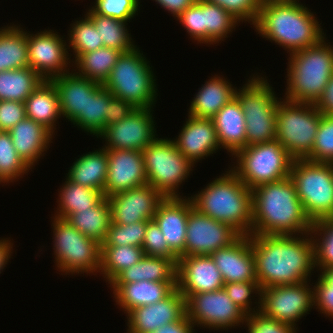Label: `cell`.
Instances as JSON below:
<instances>
[{
	"mask_svg": "<svg viewBox=\"0 0 333 333\" xmlns=\"http://www.w3.org/2000/svg\"><path fill=\"white\" fill-rule=\"evenodd\" d=\"M305 236L250 235L261 289L310 281L315 268L314 242L310 233Z\"/></svg>",
	"mask_w": 333,
	"mask_h": 333,
	"instance_id": "1",
	"label": "cell"
},
{
	"mask_svg": "<svg viewBox=\"0 0 333 333\" xmlns=\"http://www.w3.org/2000/svg\"><path fill=\"white\" fill-rule=\"evenodd\" d=\"M251 191V234L300 236L311 232L313 224L304 212L290 177Z\"/></svg>",
	"mask_w": 333,
	"mask_h": 333,
	"instance_id": "2",
	"label": "cell"
},
{
	"mask_svg": "<svg viewBox=\"0 0 333 333\" xmlns=\"http://www.w3.org/2000/svg\"><path fill=\"white\" fill-rule=\"evenodd\" d=\"M300 0L262 2L254 23L257 34L282 46L289 54L314 46L324 32L313 12Z\"/></svg>",
	"mask_w": 333,
	"mask_h": 333,
	"instance_id": "3",
	"label": "cell"
},
{
	"mask_svg": "<svg viewBox=\"0 0 333 333\" xmlns=\"http://www.w3.org/2000/svg\"><path fill=\"white\" fill-rule=\"evenodd\" d=\"M225 172L190 197L193 207L229 224L240 235H251L252 191L231 169Z\"/></svg>",
	"mask_w": 333,
	"mask_h": 333,
	"instance_id": "4",
	"label": "cell"
},
{
	"mask_svg": "<svg viewBox=\"0 0 333 333\" xmlns=\"http://www.w3.org/2000/svg\"><path fill=\"white\" fill-rule=\"evenodd\" d=\"M319 43L290 54L286 100L315 104L333 75V45Z\"/></svg>",
	"mask_w": 333,
	"mask_h": 333,
	"instance_id": "5",
	"label": "cell"
},
{
	"mask_svg": "<svg viewBox=\"0 0 333 333\" xmlns=\"http://www.w3.org/2000/svg\"><path fill=\"white\" fill-rule=\"evenodd\" d=\"M155 81L149 61L136 47L121 54L102 85L135 108H153L158 91Z\"/></svg>",
	"mask_w": 333,
	"mask_h": 333,
	"instance_id": "6",
	"label": "cell"
},
{
	"mask_svg": "<svg viewBox=\"0 0 333 333\" xmlns=\"http://www.w3.org/2000/svg\"><path fill=\"white\" fill-rule=\"evenodd\" d=\"M289 177L312 224L333 218V163L295 159Z\"/></svg>",
	"mask_w": 333,
	"mask_h": 333,
	"instance_id": "7",
	"label": "cell"
},
{
	"mask_svg": "<svg viewBox=\"0 0 333 333\" xmlns=\"http://www.w3.org/2000/svg\"><path fill=\"white\" fill-rule=\"evenodd\" d=\"M251 78L235 92L245 115L247 146L276 139V111L279 106V99L267 79L259 75Z\"/></svg>",
	"mask_w": 333,
	"mask_h": 333,
	"instance_id": "8",
	"label": "cell"
},
{
	"mask_svg": "<svg viewBox=\"0 0 333 333\" xmlns=\"http://www.w3.org/2000/svg\"><path fill=\"white\" fill-rule=\"evenodd\" d=\"M234 158L230 169L250 190L289 177L294 160L277 139L246 146Z\"/></svg>",
	"mask_w": 333,
	"mask_h": 333,
	"instance_id": "9",
	"label": "cell"
},
{
	"mask_svg": "<svg viewBox=\"0 0 333 333\" xmlns=\"http://www.w3.org/2000/svg\"><path fill=\"white\" fill-rule=\"evenodd\" d=\"M321 116L315 104L279 100L276 139L294 160L310 157Z\"/></svg>",
	"mask_w": 333,
	"mask_h": 333,
	"instance_id": "10",
	"label": "cell"
},
{
	"mask_svg": "<svg viewBox=\"0 0 333 333\" xmlns=\"http://www.w3.org/2000/svg\"><path fill=\"white\" fill-rule=\"evenodd\" d=\"M147 184L164 198L181 197L177 189L187 180L193 164L170 138H156L143 151Z\"/></svg>",
	"mask_w": 333,
	"mask_h": 333,
	"instance_id": "11",
	"label": "cell"
},
{
	"mask_svg": "<svg viewBox=\"0 0 333 333\" xmlns=\"http://www.w3.org/2000/svg\"><path fill=\"white\" fill-rule=\"evenodd\" d=\"M53 239L55 263L65 274L93 273L100 271L101 245L88 238L65 219L54 217Z\"/></svg>",
	"mask_w": 333,
	"mask_h": 333,
	"instance_id": "12",
	"label": "cell"
},
{
	"mask_svg": "<svg viewBox=\"0 0 333 333\" xmlns=\"http://www.w3.org/2000/svg\"><path fill=\"white\" fill-rule=\"evenodd\" d=\"M183 296L186 299V315L194 326L228 330L246 320L247 314L232 302L223 288Z\"/></svg>",
	"mask_w": 333,
	"mask_h": 333,
	"instance_id": "13",
	"label": "cell"
},
{
	"mask_svg": "<svg viewBox=\"0 0 333 333\" xmlns=\"http://www.w3.org/2000/svg\"><path fill=\"white\" fill-rule=\"evenodd\" d=\"M308 282L261 289L259 311L295 328V323L315 307L314 289Z\"/></svg>",
	"mask_w": 333,
	"mask_h": 333,
	"instance_id": "14",
	"label": "cell"
},
{
	"mask_svg": "<svg viewBox=\"0 0 333 333\" xmlns=\"http://www.w3.org/2000/svg\"><path fill=\"white\" fill-rule=\"evenodd\" d=\"M240 234L229 224L216 221L193 207L187 220L185 256L211 255L228 247Z\"/></svg>",
	"mask_w": 333,
	"mask_h": 333,
	"instance_id": "15",
	"label": "cell"
},
{
	"mask_svg": "<svg viewBox=\"0 0 333 333\" xmlns=\"http://www.w3.org/2000/svg\"><path fill=\"white\" fill-rule=\"evenodd\" d=\"M152 111V108H135L127 118L106 127L97 136L107 142L103 148L143 151L157 138Z\"/></svg>",
	"mask_w": 333,
	"mask_h": 333,
	"instance_id": "16",
	"label": "cell"
},
{
	"mask_svg": "<svg viewBox=\"0 0 333 333\" xmlns=\"http://www.w3.org/2000/svg\"><path fill=\"white\" fill-rule=\"evenodd\" d=\"M53 30L27 33L29 67L44 80H51L69 72L68 44ZM69 61V62H68ZM68 68V69H67Z\"/></svg>",
	"mask_w": 333,
	"mask_h": 333,
	"instance_id": "17",
	"label": "cell"
},
{
	"mask_svg": "<svg viewBox=\"0 0 333 333\" xmlns=\"http://www.w3.org/2000/svg\"><path fill=\"white\" fill-rule=\"evenodd\" d=\"M107 198L111 222L122 225L153 220L158 204L164 199L149 184L121 191Z\"/></svg>",
	"mask_w": 333,
	"mask_h": 333,
	"instance_id": "18",
	"label": "cell"
},
{
	"mask_svg": "<svg viewBox=\"0 0 333 333\" xmlns=\"http://www.w3.org/2000/svg\"><path fill=\"white\" fill-rule=\"evenodd\" d=\"M224 281L210 255L179 257L177 262V289L182 295L212 292L222 289Z\"/></svg>",
	"mask_w": 333,
	"mask_h": 333,
	"instance_id": "19",
	"label": "cell"
},
{
	"mask_svg": "<svg viewBox=\"0 0 333 333\" xmlns=\"http://www.w3.org/2000/svg\"><path fill=\"white\" fill-rule=\"evenodd\" d=\"M107 155L105 197L147 184L142 151L107 149Z\"/></svg>",
	"mask_w": 333,
	"mask_h": 333,
	"instance_id": "20",
	"label": "cell"
},
{
	"mask_svg": "<svg viewBox=\"0 0 333 333\" xmlns=\"http://www.w3.org/2000/svg\"><path fill=\"white\" fill-rule=\"evenodd\" d=\"M186 314V299L176 288L168 297L155 304L129 311L127 333H152L158 328L180 320Z\"/></svg>",
	"mask_w": 333,
	"mask_h": 333,
	"instance_id": "21",
	"label": "cell"
},
{
	"mask_svg": "<svg viewBox=\"0 0 333 333\" xmlns=\"http://www.w3.org/2000/svg\"><path fill=\"white\" fill-rule=\"evenodd\" d=\"M210 256L224 283L257 282L250 235H240L228 247L218 249Z\"/></svg>",
	"mask_w": 333,
	"mask_h": 333,
	"instance_id": "22",
	"label": "cell"
},
{
	"mask_svg": "<svg viewBox=\"0 0 333 333\" xmlns=\"http://www.w3.org/2000/svg\"><path fill=\"white\" fill-rule=\"evenodd\" d=\"M184 198H164L158 204L153 218L167 240L169 248L178 257L185 256L187 220L192 210L191 199Z\"/></svg>",
	"mask_w": 333,
	"mask_h": 333,
	"instance_id": "23",
	"label": "cell"
},
{
	"mask_svg": "<svg viewBox=\"0 0 333 333\" xmlns=\"http://www.w3.org/2000/svg\"><path fill=\"white\" fill-rule=\"evenodd\" d=\"M173 141L193 165L221 148L212 119L189 114L179 136Z\"/></svg>",
	"mask_w": 333,
	"mask_h": 333,
	"instance_id": "24",
	"label": "cell"
},
{
	"mask_svg": "<svg viewBox=\"0 0 333 333\" xmlns=\"http://www.w3.org/2000/svg\"><path fill=\"white\" fill-rule=\"evenodd\" d=\"M75 72H67L51 79L55 85L61 115L73 123L81 113H85L87 96H90L100 85L96 81L80 76Z\"/></svg>",
	"mask_w": 333,
	"mask_h": 333,
	"instance_id": "25",
	"label": "cell"
},
{
	"mask_svg": "<svg viewBox=\"0 0 333 333\" xmlns=\"http://www.w3.org/2000/svg\"><path fill=\"white\" fill-rule=\"evenodd\" d=\"M18 155L32 168L52 143L53 133L44 125L26 117L9 131Z\"/></svg>",
	"mask_w": 333,
	"mask_h": 333,
	"instance_id": "26",
	"label": "cell"
},
{
	"mask_svg": "<svg viewBox=\"0 0 333 333\" xmlns=\"http://www.w3.org/2000/svg\"><path fill=\"white\" fill-rule=\"evenodd\" d=\"M116 305L124 313L134 308L155 304L168 297L176 288L177 282L140 281L127 284H110Z\"/></svg>",
	"mask_w": 333,
	"mask_h": 333,
	"instance_id": "27",
	"label": "cell"
},
{
	"mask_svg": "<svg viewBox=\"0 0 333 333\" xmlns=\"http://www.w3.org/2000/svg\"><path fill=\"white\" fill-rule=\"evenodd\" d=\"M211 119L221 148L233 156L238 150L247 146L245 115L235 97Z\"/></svg>",
	"mask_w": 333,
	"mask_h": 333,
	"instance_id": "28",
	"label": "cell"
},
{
	"mask_svg": "<svg viewBox=\"0 0 333 333\" xmlns=\"http://www.w3.org/2000/svg\"><path fill=\"white\" fill-rule=\"evenodd\" d=\"M178 258L144 255L142 259L122 271L110 284H127L140 281L177 282Z\"/></svg>",
	"mask_w": 333,
	"mask_h": 333,
	"instance_id": "29",
	"label": "cell"
},
{
	"mask_svg": "<svg viewBox=\"0 0 333 333\" xmlns=\"http://www.w3.org/2000/svg\"><path fill=\"white\" fill-rule=\"evenodd\" d=\"M236 90L225 78L215 75L199 88L191 101L189 115L211 119L235 97Z\"/></svg>",
	"mask_w": 333,
	"mask_h": 333,
	"instance_id": "30",
	"label": "cell"
},
{
	"mask_svg": "<svg viewBox=\"0 0 333 333\" xmlns=\"http://www.w3.org/2000/svg\"><path fill=\"white\" fill-rule=\"evenodd\" d=\"M26 117L44 125L53 134L61 118L59 96L51 80H44L25 100Z\"/></svg>",
	"mask_w": 333,
	"mask_h": 333,
	"instance_id": "31",
	"label": "cell"
},
{
	"mask_svg": "<svg viewBox=\"0 0 333 333\" xmlns=\"http://www.w3.org/2000/svg\"><path fill=\"white\" fill-rule=\"evenodd\" d=\"M108 172L107 149L83 154L73 162L66 179L104 193Z\"/></svg>",
	"mask_w": 333,
	"mask_h": 333,
	"instance_id": "32",
	"label": "cell"
},
{
	"mask_svg": "<svg viewBox=\"0 0 333 333\" xmlns=\"http://www.w3.org/2000/svg\"><path fill=\"white\" fill-rule=\"evenodd\" d=\"M64 219L79 232L101 245L111 223L109 200L104 197L93 208L79 210L67 215Z\"/></svg>",
	"mask_w": 333,
	"mask_h": 333,
	"instance_id": "33",
	"label": "cell"
},
{
	"mask_svg": "<svg viewBox=\"0 0 333 333\" xmlns=\"http://www.w3.org/2000/svg\"><path fill=\"white\" fill-rule=\"evenodd\" d=\"M29 67L27 32L20 25L0 28V72Z\"/></svg>",
	"mask_w": 333,
	"mask_h": 333,
	"instance_id": "34",
	"label": "cell"
},
{
	"mask_svg": "<svg viewBox=\"0 0 333 333\" xmlns=\"http://www.w3.org/2000/svg\"><path fill=\"white\" fill-rule=\"evenodd\" d=\"M44 79L30 67L0 72V101L24 103Z\"/></svg>",
	"mask_w": 333,
	"mask_h": 333,
	"instance_id": "35",
	"label": "cell"
},
{
	"mask_svg": "<svg viewBox=\"0 0 333 333\" xmlns=\"http://www.w3.org/2000/svg\"><path fill=\"white\" fill-rule=\"evenodd\" d=\"M104 197L101 191L81 186L66 179L60 188L59 207L54 216L64 219L67 215L79 212V210L93 208Z\"/></svg>",
	"mask_w": 333,
	"mask_h": 333,
	"instance_id": "36",
	"label": "cell"
},
{
	"mask_svg": "<svg viewBox=\"0 0 333 333\" xmlns=\"http://www.w3.org/2000/svg\"><path fill=\"white\" fill-rule=\"evenodd\" d=\"M114 95L102 84L86 98L85 113H81L73 122L82 130L98 136L105 129V115Z\"/></svg>",
	"mask_w": 333,
	"mask_h": 333,
	"instance_id": "37",
	"label": "cell"
},
{
	"mask_svg": "<svg viewBox=\"0 0 333 333\" xmlns=\"http://www.w3.org/2000/svg\"><path fill=\"white\" fill-rule=\"evenodd\" d=\"M122 52L113 48L102 47L82 54L75 62L78 75L103 84Z\"/></svg>",
	"mask_w": 333,
	"mask_h": 333,
	"instance_id": "38",
	"label": "cell"
},
{
	"mask_svg": "<svg viewBox=\"0 0 333 333\" xmlns=\"http://www.w3.org/2000/svg\"><path fill=\"white\" fill-rule=\"evenodd\" d=\"M86 16L93 22L96 29H99L100 40L103 41L104 47L113 48L122 53L130 52L137 47L128 33L127 22L101 16L92 9L88 10Z\"/></svg>",
	"mask_w": 333,
	"mask_h": 333,
	"instance_id": "39",
	"label": "cell"
},
{
	"mask_svg": "<svg viewBox=\"0 0 333 333\" xmlns=\"http://www.w3.org/2000/svg\"><path fill=\"white\" fill-rule=\"evenodd\" d=\"M144 256L139 246H101L100 273L109 284L125 269L139 262Z\"/></svg>",
	"mask_w": 333,
	"mask_h": 333,
	"instance_id": "40",
	"label": "cell"
},
{
	"mask_svg": "<svg viewBox=\"0 0 333 333\" xmlns=\"http://www.w3.org/2000/svg\"><path fill=\"white\" fill-rule=\"evenodd\" d=\"M204 44L214 45L223 41L240 23L221 6L203 0ZM214 43V44H213Z\"/></svg>",
	"mask_w": 333,
	"mask_h": 333,
	"instance_id": "41",
	"label": "cell"
},
{
	"mask_svg": "<svg viewBox=\"0 0 333 333\" xmlns=\"http://www.w3.org/2000/svg\"><path fill=\"white\" fill-rule=\"evenodd\" d=\"M69 29V45L73 50L74 63L82 54L95 51L104 47L103 41L100 40L99 29H96L93 22L85 15L84 19L75 21ZM75 53V54H74ZM74 60V61H73Z\"/></svg>",
	"mask_w": 333,
	"mask_h": 333,
	"instance_id": "42",
	"label": "cell"
},
{
	"mask_svg": "<svg viewBox=\"0 0 333 333\" xmlns=\"http://www.w3.org/2000/svg\"><path fill=\"white\" fill-rule=\"evenodd\" d=\"M30 169L15 150L9 132L0 131V184L14 182Z\"/></svg>",
	"mask_w": 333,
	"mask_h": 333,
	"instance_id": "43",
	"label": "cell"
},
{
	"mask_svg": "<svg viewBox=\"0 0 333 333\" xmlns=\"http://www.w3.org/2000/svg\"><path fill=\"white\" fill-rule=\"evenodd\" d=\"M310 234L314 242L315 267L320 271L333 267V218L315 222Z\"/></svg>",
	"mask_w": 333,
	"mask_h": 333,
	"instance_id": "44",
	"label": "cell"
},
{
	"mask_svg": "<svg viewBox=\"0 0 333 333\" xmlns=\"http://www.w3.org/2000/svg\"><path fill=\"white\" fill-rule=\"evenodd\" d=\"M150 220L128 225L110 223L106 238L101 246H139L144 242L147 224Z\"/></svg>",
	"mask_w": 333,
	"mask_h": 333,
	"instance_id": "45",
	"label": "cell"
},
{
	"mask_svg": "<svg viewBox=\"0 0 333 333\" xmlns=\"http://www.w3.org/2000/svg\"><path fill=\"white\" fill-rule=\"evenodd\" d=\"M307 160L333 163V116L322 114L315 143Z\"/></svg>",
	"mask_w": 333,
	"mask_h": 333,
	"instance_id": "46",
	"label": "cell"
},
{
	"mask_svg": "<svg viewBox=\"0 0 333 333\" xmlns=\"http://www.w3.org/2000/svg\"><path fill=\"white\" fill-rule=\"evenodd\" d=\"M223 289L228 294L229 298L247 315L258 312L260 309V294L261 287L258 282H230L225 283ZM258 294V307L250 308L252 305L251 294Z\"/></svg>",
	"mask_w": 333,
	"mask_h": 333,
	"instance_id": "47",
	"label": "cell"
},
{
	"mask_svg": "<svg viewBox=\"0 0 333 333\" xmlns=\"http://www.w3.org/2000/svg\"><path fill=\"white\" fill-rule=\"evenodd\" d=\"M91 9L101 16L111 17L125 22L135 17L139 9V0H96Z\"/></svg>",
	"mask_w": 333,
	"mask_h": 333,
	"instance_id": "48",
	"label": "cell"
},
{
	"mask_svg": "<svg viewBox=\"0 0 333 333\" xmlns=\"http://www.w3.org/2000/svg\"><path fill=\"white\" fill-rule=\"evenodd\" d=\"M206 2L221 6L230 13L239 22L247 21L251 25L255 23L259 10L261 8V0H205Z\"/></svg>",
	"mask_w": 333,
	"mask_h": 333,
	"instance_id": "49",
	"label": "cell"
},
{
	"mask_svg": "<svg viewBox=\"0 0 333 333\" xmlns=\"http://www.w3.org/2000/svg\"><path fill=\"white\" fill-rule=\"evenodd\" d=\"M144 255L179 258L168 245L159 226L154 220H150L147 224L144 242L142 244Z\"/></svg>",
	"mask_w": 333,
	"mask_h": 333,
	"instance_id": "50",
	"label": "cell"
},
{
	"mask_svg": "<svg viewBox=\"0 0 333 333\" xmlns=\"http://www.w3.org/2000/svg\"><path fill=\"white\" fill-rule=\"evenodd\" d=\"M177 20L198 44L204 43L203 0H197L182 12Z\"/></svg>",
	"mask_w": 333,
	"mask_h": 333,
	"instance_id": "51",
	"label": "cell"
},
{
	"mask_svg": "<svg viewBox=\"0 0 333 333\" xmlns=\"http://www.w3.org/2000/svg\"><path fill=\"white\" fill-rule=\"evenodd\" d=\"M245 323L248 333H296L297 329L263 315L260 311L247 315Z\"/></svg>",
	"mask_w": 333,
	"mask_h": 333,
	"instance_id": "52",
	"label": "cell"
},
{
	"mask_svg": "<svg viewBox=\"0 0 333 333\" xmlns=\"http://www.w3.org/2000/svg\"><path fill=\"white\" fill-rule=\"evenodd\" d=\"M25 118V103L19 101H0V131H9Z\"/></svg>",
	"mask_w": 333,
	"mask_h": 333,
	"instance_id": "53",
	"label": "cell"
},
{
	"mask_svg": "<svg viewBox=\"0 0 333 333\" xmlns=\"http://www.w3.org/2000/svg\"><path fill=\"white\" fill-rule=\"evenodd\" d=\"M314 306L326 317L333 318V290L331 286L319 275L318 280L313 286Z\"/></svg>",
	"mask_w": 333,
	"mask_h": 333,
	"instance_id": "54",
	"label": "cell"
},
{
	"mask_svg": "<svg viewBox=\"0 0 333 333\" xmlns=\"http://www.w3.org/2000/svg\"><path fill=\"white\" fill-rule=\"evenodd\" d=\"M134 109L131 103L113 96L108 105V114L105 115V128L127 118Z\"/></svg>",
	"mask_w": 333,
	"mask_h": 333,
	"instance_id": "55",
	"label": "cell"
},
{
	"mask_svg": "<svg viewBox=\"0 0 333 333\" xmlns=\"http://www.w3.org/2000/svg\"><path fill=\"white\" fill-rule=\"evenodd\" d=\"M316 108L323 115L333 116V75L325 86V90L318 101Z\"/></svg>",
	"mask_w": 333,
	"mask_h": 333,
	"instance_id": "56",
	"label": "cell"
},
{
	"mask_svg": "<svg viewBox=\"0 0 333 333\" xmlns=\"http://www.w3.org/2000/svg\"><path fill=\"white\" fill-rule=\"evenodd\" d=\"M192 321L185 314L180 320L166 324L152 333H193Z\"/></svg>",
	"mask_w": 333,
	"mask_h": 333,
	"instance_id": "57",
	"label": "cell"
},
{
	"mask_svg": "<svg viewBox=\"0 0 333 333\" xmlns=\"http://www.w3.org/2000/svg\"><path fill=\"white\" fill-rule=\"evenodd\" d=\"M176 18L197 0H154Z\"/></svg>",
	"mask_w": 333,
	"mask_h": 333,
	"instance_id": "58",
	"label": "cell"
},
{
	"mask_svg": "<svg viewBox=\"0 0 333 333\" xmlns=\"http://www.w3.org/2000/svg\"><path fill=\"white\" fill-rule=\"evenodd\" d=\"M11 240H6V238L0 240V273L1 270L5 268L6 264L8 263L9 259L11 258L13 243L10 242Z\"/></svg>",
	"mask_w": 333,
	"mask_h": 333,
	"instance_id": "59",
	"label": "cell"
},
{
	"mask_svg": "<svg viewBox=\"0 0 333 333\" xmlns=\"http://www.w3.org/2000/svg\"><path fill=\"white\" fill-rule=\"evenodd\" d=\"M319 275L331 286V290H333V267L321 270V274Z\"/></svg>",
	"mask_w": 333,
	"mask_h": 333,
	"instance_id": "60",
	"label": "cell"
},
{
	"mask_svg": "<svg viewBox=\"0 0 333 333\" xmlns=\"http://www.w3.org/2000/svg\"><path fill=\"white\" fill-rule=\"evenodd\" d=\"M262 2L272 1V0H261Z\"/></svg>",
	"mask_w": 333,
	"mask_h": 333,
	"instance_id": "61",
	"label": "cell"
}]
</instances>
